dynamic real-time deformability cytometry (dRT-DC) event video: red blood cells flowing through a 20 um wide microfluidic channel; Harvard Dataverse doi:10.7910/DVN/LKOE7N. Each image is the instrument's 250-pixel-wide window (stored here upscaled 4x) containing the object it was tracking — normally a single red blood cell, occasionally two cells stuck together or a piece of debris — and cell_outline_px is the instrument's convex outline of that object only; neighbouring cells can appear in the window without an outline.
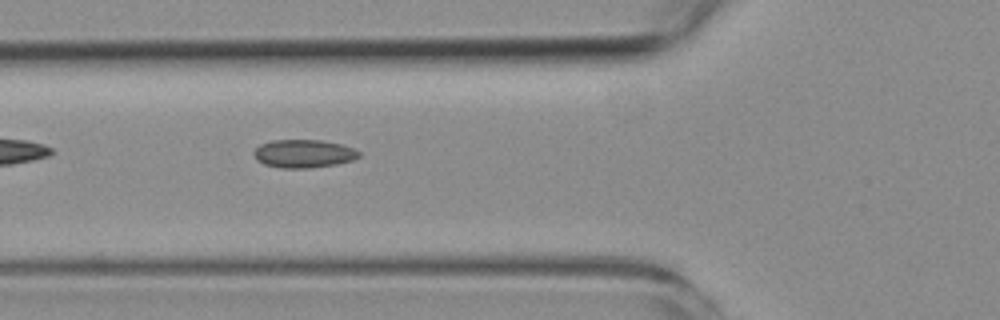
{"species": "common noctule bat (a hibernating species)", "species_latin": "Nyctalus noctula", "temperature_condition": "room temperature", "stored_images_in_passage": 4, "camera_frame_rate_fps": 3000, "um_per_image_px": 0.085, "animal": {"sex": "female", "body_mass_g": 19.3, "forearm_length_mm": 54.1}, "frame": {"image": 1, "passage_image": 4, "time_ms": 3.667, "image_size_px": [1000, 320], "cell_outline_px": [[360, 156], [352, 160], [336, 164], [308, 168], [280, 168], [264, 164], [256, 160], [252, 152], [260, 144], [272, 140], [320, 140], [340, 144], [352, 148], [360, 152]], "centroid_in_image_um": [25.77, 13.06], "position_along_channel_um": 100.0, "area_um2": 17.22}}